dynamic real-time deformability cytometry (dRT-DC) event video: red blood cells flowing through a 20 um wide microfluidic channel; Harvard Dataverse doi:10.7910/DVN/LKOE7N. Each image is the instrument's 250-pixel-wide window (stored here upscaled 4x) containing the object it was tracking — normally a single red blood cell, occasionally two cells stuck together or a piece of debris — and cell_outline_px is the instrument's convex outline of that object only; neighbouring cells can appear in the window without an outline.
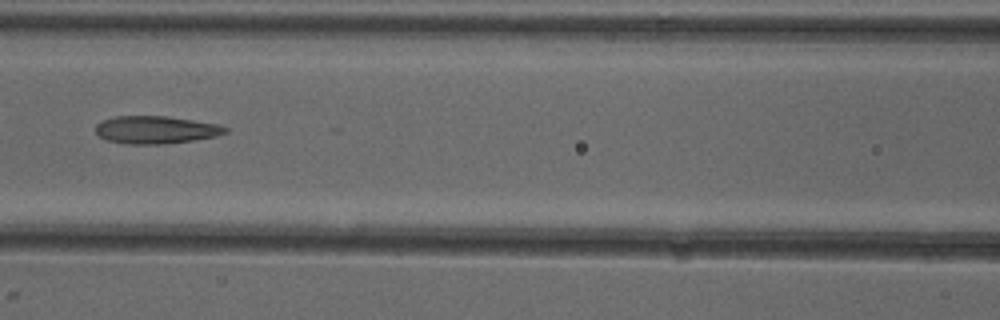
{"species": "common noctule bat (a hibernating species)", "species_latin": "Nyctalus noctula", "temperature_condition": "cold", "stored_images_in_passage": 3, "camera_frame_rate_fps": 3000, "um_per_image_px": 0.085, "animal": {"sex": "female"}, "frame": {"image": 1, "passage_image": 3, "time_ms": 2.333, "image_size_px": [1000, 320], "cell_outline_px": [[228, 132], [216, 136], [192, 140], [164, 144], [128, 144], [108, 140], [100, 136], [96, 132], [96, 124], [104, 120], [116, 116], [168, 116], [216, 124], [228, 128]], "centroid_in_image_um": [13.25, 11.03], "position_along_channel_um": 153.4, "area_um2": 20.69}}